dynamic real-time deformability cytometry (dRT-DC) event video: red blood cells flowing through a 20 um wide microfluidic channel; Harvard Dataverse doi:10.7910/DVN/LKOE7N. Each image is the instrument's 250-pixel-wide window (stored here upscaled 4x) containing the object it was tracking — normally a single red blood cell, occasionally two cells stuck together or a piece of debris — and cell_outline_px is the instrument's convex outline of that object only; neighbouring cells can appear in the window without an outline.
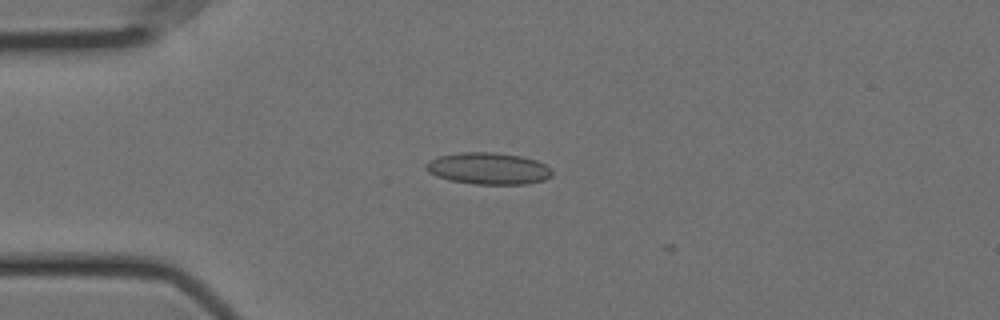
{"species": "Egyptian fruit bat (a non-hibernating species)", "species_latin": "Rousettus aegyptiacus", "temperature_condition": "cold", "stored_images_in_passage": 4, "camera_frame_rate_fps": 3000, "um_per_image_px": 0.085, "animal": {"sex": "female"}, "frame": {"image": 1, "passage_image": 3, "time_ms": 0.667, "image_size_px": [1000, 320], "cell_outline_px": [[552, 176], [544, 180], [528, 184], [472, 184], [452, 180], [436, 176], [428, 172], [424, 168], [424, 164], [428, 160], [440, 156], [460, 152], [496, 152], [520, 156], [536, 160], [544, 164], [552, 172]], "centroid_in_image_um": [41.48, 14.32], "position_along_channel_um": 43.5, "area_um2": 23.41}}